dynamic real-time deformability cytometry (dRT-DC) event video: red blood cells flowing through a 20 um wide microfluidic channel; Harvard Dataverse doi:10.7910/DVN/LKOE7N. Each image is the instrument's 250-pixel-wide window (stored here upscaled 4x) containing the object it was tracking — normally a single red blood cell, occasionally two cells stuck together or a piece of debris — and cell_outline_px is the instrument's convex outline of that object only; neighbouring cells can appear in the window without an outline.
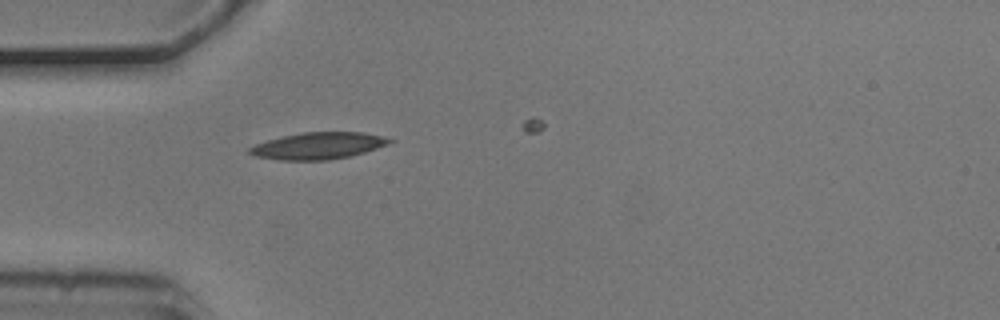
{"species": "common noctule bat (a hibernating species)", "species_latin": "Nyctalus noctula", "temperature_condition": "cold", "stored_images_in_passage": 1, "camera_frame_rate_fps": 3000, "um_per_image_px": 0.085, "animal": {"sex": "male", "body_mass_g": 20.5, "forearm_length_mm": 52.5}, "frame": {"image": 1, "passage_image": 1, "time_ms": 0.0, "image_size_px": [1000, 320], "cell_outline_px": [[396, 140], [388, 144], [364, 152], [348, 156], [328, 160], [280, 160], [256, 156], [248, 152], [248, 148], [256, 144], [268, 140], [284, 136], [304, 132], [364, 132]], "centroid_in_image_um": [27.05, 12.39], "position_along_channel_um": 58.0, "area_um2": 21.56}}